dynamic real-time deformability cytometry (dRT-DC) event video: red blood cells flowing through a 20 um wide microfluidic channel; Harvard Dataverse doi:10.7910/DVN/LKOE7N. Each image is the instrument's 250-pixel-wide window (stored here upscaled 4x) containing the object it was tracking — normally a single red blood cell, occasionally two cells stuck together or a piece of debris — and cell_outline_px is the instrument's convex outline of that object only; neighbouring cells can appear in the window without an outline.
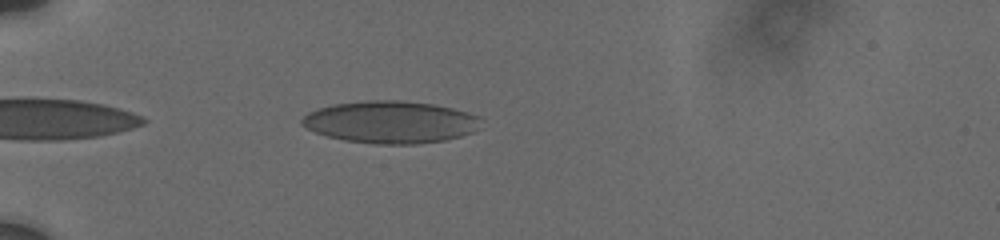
{"species": "human", "species_latin": "Homo sapiens", "temperature_condition": "cold", "stored_images_in_passage": 10, "camera_frame_rate_fps": 3000, "um_per_image_px": 0.085, "donor": {"sex": "male"}, "frame": {"image": 1, "passage_image": 4, "time_ms": 0.667, "image_size_px": [1000, 240], "cell_outline_px": [[476, 116], [472, 132], [460, 136], [444, 140], [416, 144], [376, 144], [344, 140], [328, 136], [316, 132], [300, 124], [300, 120], [308, 112], [332, 104], [368, 100], [400, 100], [436, 104], [452, 108]], "centroid_in_image_um": [33.09, 10.37], "position_along_channel_um": 51.9, "area_um2": 43.41}}